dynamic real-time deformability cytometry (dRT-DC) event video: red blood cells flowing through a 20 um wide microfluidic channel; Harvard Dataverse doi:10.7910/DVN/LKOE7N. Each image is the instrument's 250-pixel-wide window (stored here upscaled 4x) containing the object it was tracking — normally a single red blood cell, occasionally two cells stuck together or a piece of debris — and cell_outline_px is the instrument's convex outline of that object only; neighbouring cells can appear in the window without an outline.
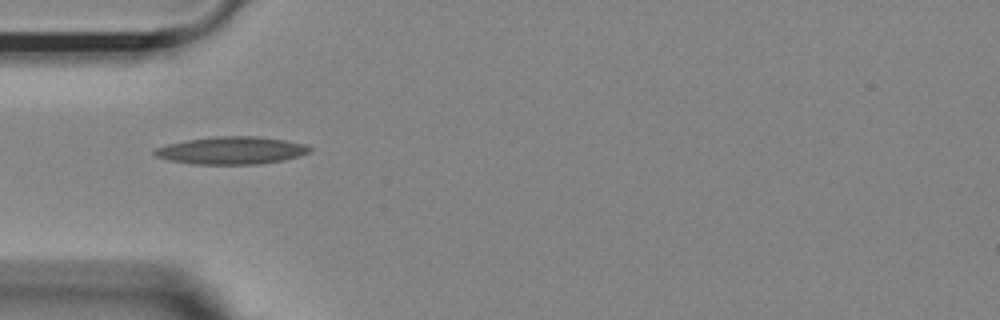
{"species": "Egyptian fruit bat (a non-hibernating species)", "species_latin": "Rousettus aegyptiacus", "temperature_condition": "room temperature", "stored_images_in_passage": 38, "camera_frame_rate_fps": 3000, "um_per_image_px": 0.085, "animal": {"sex": "female"}, "frame": {"image": 1, "passage_image": 1, "time_ms": 0.0, "image_size_px": [1000, 320], "cell_outline_px": [[312, 148], [308, 152], [284, 160], [256, 164], [192, 164], [168, 160], [156, 156], [152, 152], [156, 148], [168, 144], [188, 140], [216, 136], [256, 136], [284, 140], [304, 144]], "centroid_in_image_um": [19.64, 12.79], "position_along_channel_um": 65.4, "area_um2": 24.62}}
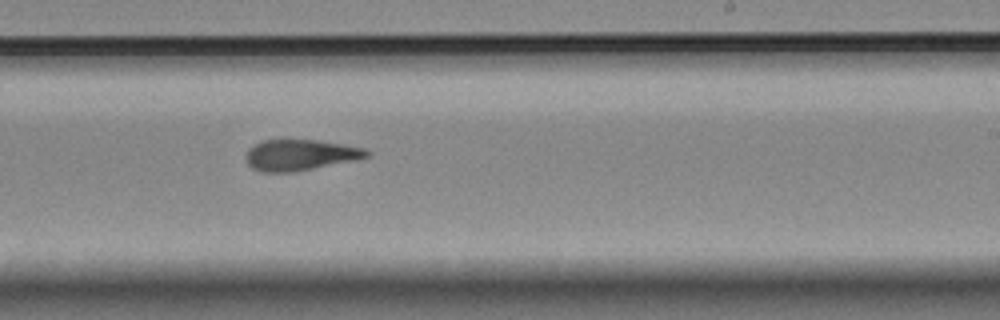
{"frame": {"image": 2, "passage_image": 17, "time_ms": 5.333, "image_size_px": [1000, 320], "cell_outline_px": [[372, 152], [368, 156], [356, 160], [296, 172], [260, 172], [252, 168], [248, 164], [244, 156], [248, 148], [260, 140], [284, 136], [320, 140], [364, 148]], "centroid_in_image_um": [25.45, 13.12], "position_along_channel_um": 263.5, "area_um2": 22.95}}
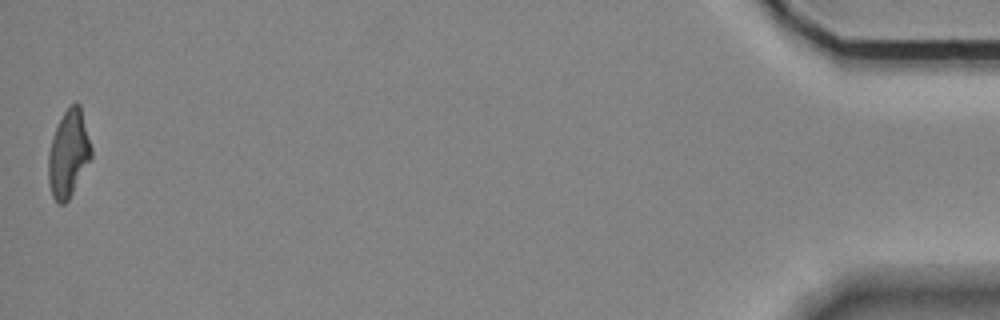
{"frame": {"image": 3, "passage_image": 38, "time_ms": 12.333, "image_size_px": [1000, 320], "cell_outline_px": [[92, 156], [68, 200], [64, 204], [60, 204], [52, 196], [48, 180], [48, 152], [52, 136], [64, 112], [76, 100], [80, 104], [92, 148]], "centroid_in_image_um": [5.82, 13.04], "position_along_channel_um": 429.4, "area_um2": 21.62}, "authors_computed_cell_mechanics": {"area_um2": 22.253, "velocity_mm_per_s": 3.708, "shape_relaxation_time_tau1_ms": null, "shape_relaxation_time_tau2_ms": 3.1385, "deformation_change_tau1": null, "deformation_change_tau2": 0.1178}}